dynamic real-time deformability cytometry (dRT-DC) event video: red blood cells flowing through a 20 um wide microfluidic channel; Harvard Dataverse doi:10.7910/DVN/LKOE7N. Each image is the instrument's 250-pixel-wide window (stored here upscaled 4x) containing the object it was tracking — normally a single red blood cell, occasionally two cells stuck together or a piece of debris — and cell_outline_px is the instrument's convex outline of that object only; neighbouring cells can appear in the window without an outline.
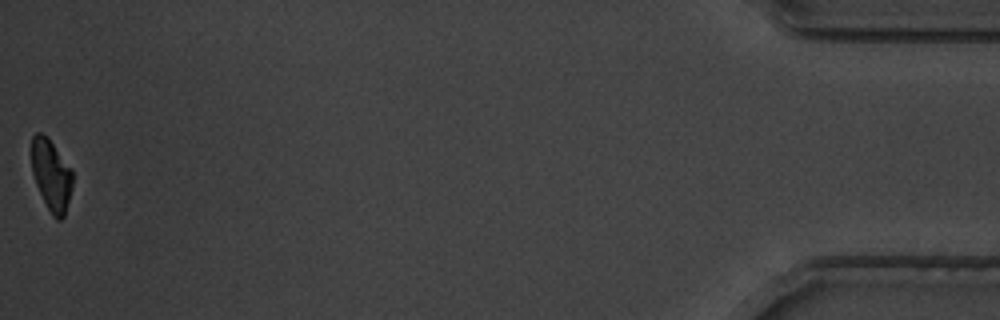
{"species": "common noctule bat (a hibernating species)", "species_latin": "Nyctalus noctula", "temperature_condition": "warm", "stored_images_in_passage": 43, "camera_frame_rate_fps": 3000, "um_per_image_px": 0.085, "animal": {"sex": "male", "body_mass_g": 19.5, "forearm_length_mm": 54.6}, "frame": {"image": 1, "passage_image": 43, "time_ms": 14.0, "image_size_px": [1000, 320], "cell_outline_px": [[72, 188], [64, 216], [60, 220], [56, 220], [52, 216], [36, 184], [32, 172], [32, 136], [36, 132], [40, 132], [48, 136], [72, 168]], "centroid_in_image_um": [4.37, 14.85], "position_along_channel_um": 430.8, "area_um2": 17.11}, "authors_computed_cell_mechanics": {"area_um2": 19.1318, "velocity_mm_per_s": 3.5078, "shape_relaxation_time_tau1_ms": 3.6939, "shape_relaxation_time_tau2_ms": 1.8663, "deformation_change_tau1": 0.166, "deformation_change_tau2": 0.0704}}